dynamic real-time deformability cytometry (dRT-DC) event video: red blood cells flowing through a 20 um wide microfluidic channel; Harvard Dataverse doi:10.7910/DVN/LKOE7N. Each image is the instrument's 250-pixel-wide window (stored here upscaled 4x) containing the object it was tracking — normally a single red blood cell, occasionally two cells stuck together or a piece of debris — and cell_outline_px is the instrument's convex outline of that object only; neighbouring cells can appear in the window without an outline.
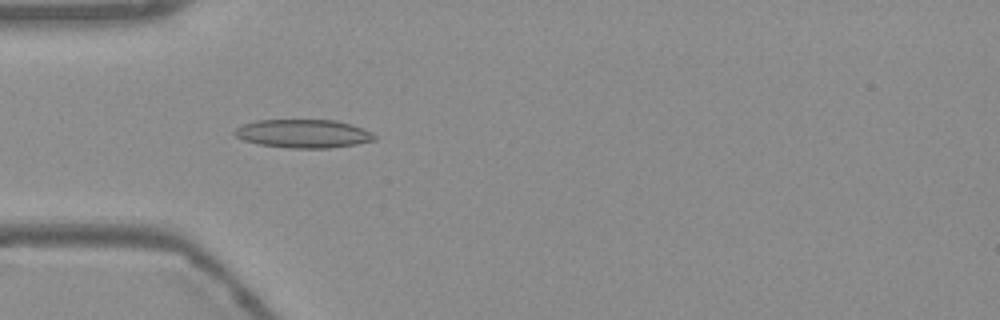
{"species": "Egyptian fruit bat (a non-hibernating species)", "species_latin": "Rousettus aegyptiacus", "temperature_condition": "warm", "stored_images_in_passage": 52, "camera_frame_rate_fps": 3000, "um_per_image_px": 0.085, "frame": {"image": 1, "passage_image": 16, "time_ms": 5.0, "image_size_px": [1000, 320], "cell_outline_px": [[376, 140], [356, 144], [328, 148], [288, 148], [260, 144], [244, 140], [236, 136], [232, 132], [236, 128], [244, 124], [256, 120], [336, 120], [352, 124], [372, 132], [376, 136]], "centroid_in_image_um": [25.8, 11.35], "position_along_channel_um": 59.2, "area_um2": 23.18}}
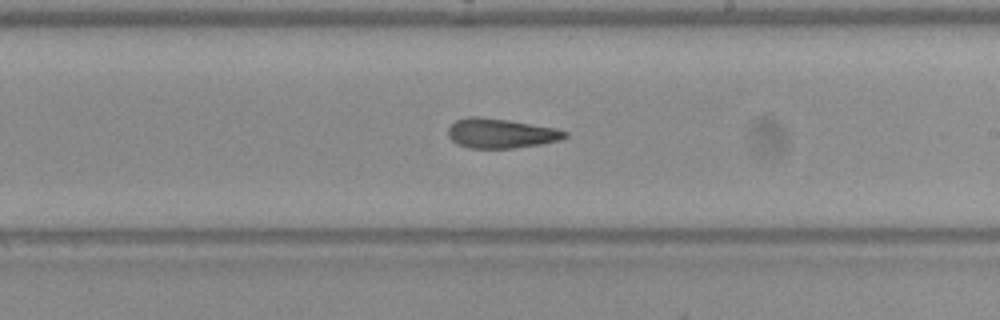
{"frame": {"image": 2, "passage_image": 31, "time_ms": 10.0, "image_size_px": [1000, 320], "cell_outline_px": [[568, 136], [560, 140], [540, 144], [512, 148], [468, 148], [456, 144], [448, 136], [448, 128], [456, 120], [468, 116], [480, 116], [508, 120], [556, 128], [568, 132]], "centroid_in_image_um": [42.55, 11.33], "position_along_channel_um": 246.4, "area_um2": 20.23}}
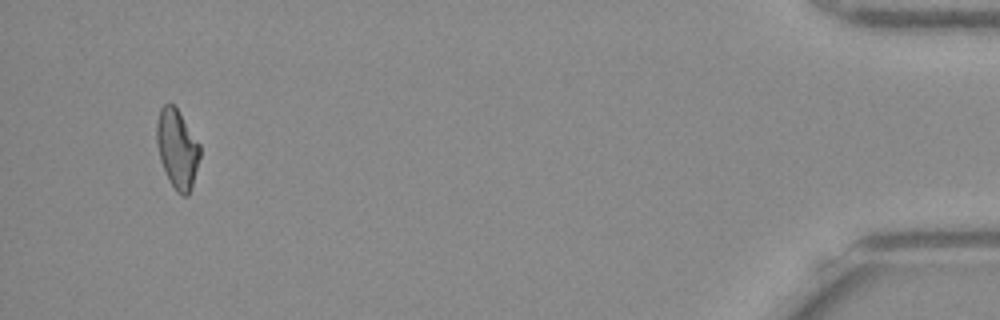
{"frame": {"image": 3, "passage_image": 51, "time_ms": 16.667, "image_size_px": [1000, 320], "cell_outline_px": [[200, 156], [192, 188], [188, 196], [184, 196], [176, 192], [160, 160], [156, 144], [156, 124], [160, 108], [164, 104], [172, 104], [176, 108], [200, 144]], "centroid_in_image_um": [15.06, 12.66], "position_along_channel_um": 420.1, "area_um2": 19.77}, "authors_computed_cell_mechanics": {"area_um2": 20.7791, "velocity_mm_per_s": 3.7972, "shape_relaxation_time_tau1_ms": 7.9658, "shape_relaxation_time_tau2_ms": 2.9788, "deformation_change_tau1": 0.2382, "deformation_change_tau2": 0.1319}}